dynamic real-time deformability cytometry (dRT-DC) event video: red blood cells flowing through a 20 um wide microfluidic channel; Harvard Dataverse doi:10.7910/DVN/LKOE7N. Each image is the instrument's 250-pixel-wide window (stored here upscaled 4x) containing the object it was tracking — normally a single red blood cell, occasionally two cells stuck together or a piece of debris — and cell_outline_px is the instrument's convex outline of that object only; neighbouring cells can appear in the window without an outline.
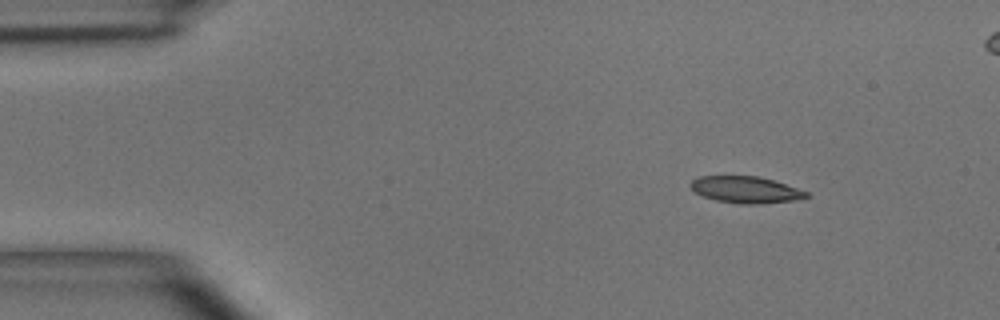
{"species": "common noctule bat (a hibernating species)", "species_latin": "Nyctalus noctula", "temperature_condition": "room temperature", "stored_images_in_passage": 4, "camera_frame_rate_fps": 3000, "um_per_image_px": 0.085, "animal": {"sex": "male", "body_mass_g": 15.6}, "frame": {"image": 1, "passage_image": 1, "time_ms": 0.0, "image_size_px": [1000, 320], "cell_outline_px": [[812, 196], [796, 200], [760, 204], [740, 204], [716, 200], [704, 196], [696, 192], [688, 184], [696, 176], [756, 176], [772, 180], [808, 192]], "centroid_in_image_um": [63.38, 16.13], "position_along_channel_um": 21.6, "area_um2": 17.92}}